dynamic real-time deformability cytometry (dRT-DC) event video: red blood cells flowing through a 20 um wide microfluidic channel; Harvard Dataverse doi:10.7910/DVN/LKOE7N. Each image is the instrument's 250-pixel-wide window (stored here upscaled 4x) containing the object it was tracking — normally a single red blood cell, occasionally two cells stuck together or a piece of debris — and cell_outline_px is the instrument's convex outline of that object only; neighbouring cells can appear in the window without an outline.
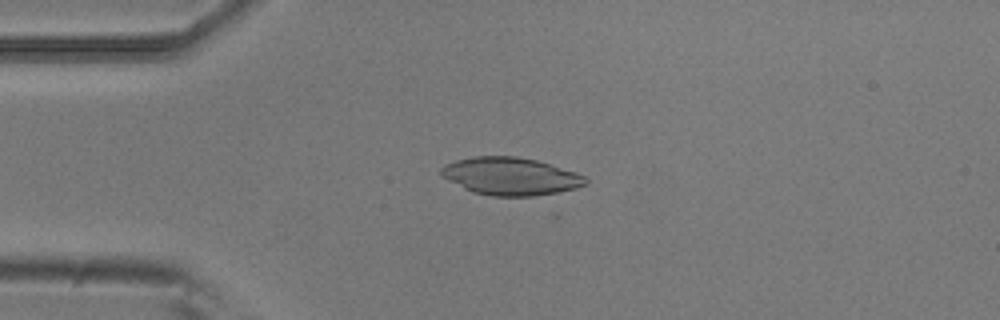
{"species": "common noctule bat (a hibernating species)", "species_latin": "Nyctalus noctula", "temperature_condition": "room temperature", "stored_images_in_passage": 6, "camera_frame_rate_fps": 3000, "um_per_image_px": 0.085, "animal": {"sex": "male", "body_mass_g": 20.5, "forearm_length_mm": 52.5}, "frame": {"image": 1, "passage_image": 4, "time_ms": 1.0, "image_size_px": [1000, 320], "cell_outline_px": [[588, 184], [576, 188], [556, 192], [532, 196], [492, 196], [472, 192], [440, 176], [440, 168], [444, 164], [456, 160], [472, 156], [516, 156], [536, 160], [576, 172], [584, 176], [588, 180]], "centroid_in_image_um": [43.36, 14.98], "position_along_channel_um": 41.6, "area_um2": 31.73}}
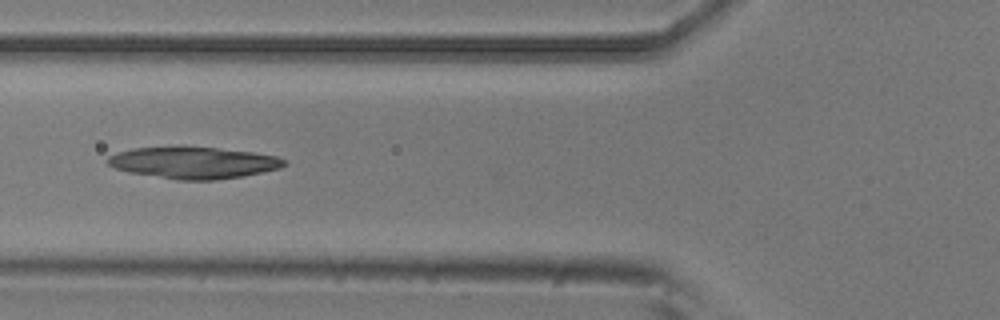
{"frame": {"image": 2, "passage_image": 6, "time_ms": 1.667, "image_size_px": [1000, 320], "cell_outline_px": [[288, 164], [280, 168], [244, 176], [216, 180], [176, 180], [128, 172], [116, 168], [108, 164], [104, 160], [108, 156], [116, 152], [132, 148], [180, 144], [184, 144], [252, 152], [276, 156], [288, 160]], "centroid_in_image_um": [16.41, 13.79], "position_along_channel_um": 109.4, "area_um2": 33.7}}